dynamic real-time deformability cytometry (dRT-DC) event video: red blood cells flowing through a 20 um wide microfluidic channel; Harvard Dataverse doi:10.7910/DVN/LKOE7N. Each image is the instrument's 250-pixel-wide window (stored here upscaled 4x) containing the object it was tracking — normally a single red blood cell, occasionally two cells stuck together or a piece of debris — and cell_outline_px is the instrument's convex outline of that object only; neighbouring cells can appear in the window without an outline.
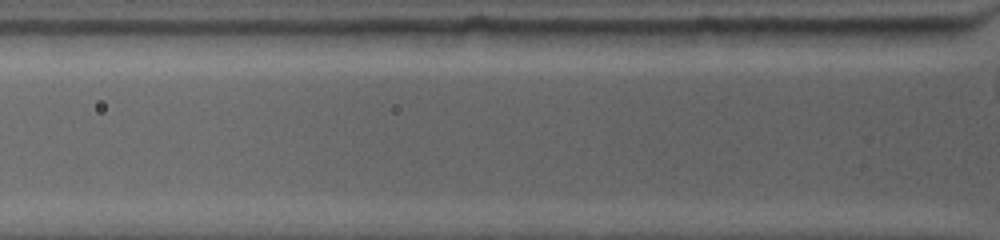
{"species": "common noctule bat (a hibernating species)", "species_latin": "Nyctalus noctula", "temperature_condition": "warm", "stored_images_in_passage": 2, "camera_frame_rate_fps": 4500, "um_per_image_px": 0.085, "animal": {"sex": "female", "body_mass_g": 19.0, "forearm_length_mm": 53.3}, "frame": {"image": 1, "passage_image": 2, "time_ms": 0.667, "image_size_px": [1000, 240], "cell_outline_px": [[948, 36], [932, 44], [896, 48], [824, 44], [788, 32], [780, 28], [948, 28]], "centroid_in_image_um": [74.19, 3.08], "position_along_channel_um": 51.6, "area_um2": 18.15}}